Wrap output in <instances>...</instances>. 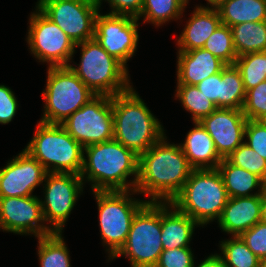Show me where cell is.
I'll list each match as a JSON object with an SVG mask.
<instances>
[{"label":"cell","instance_id":"cell-14","mask_svg":"<svg viewBox=\"0 0 266 267\" xmlns=\"http://www.w3.org/2000/svg\"><path fill=\"white\" fill-rule=\"evenodd\" d=\"M138 19L131 16L106 14L95 18L94 38L125 67L135 53L138 42Z\"/></svg>","mask_w":266,"mask_h":267},{"label":"cell","instance_id":"cell-20","mask_svg":"<svg viewBox=\"0 0 266 267\" xmlns=\"http://www.w3.org/2000/svg\"><path fill=\"white\" fill-rule=\"evenodd\" d=\"M168 205V207L166 206ZM171 206L174 211L167 208ZM199 224L170 202L161 201V242L163 250L189 247L194 227Z\"/></svg>","mask_w":266,"mask_h":267},{"label":"cell","instance_id":"cell-35","mask_svg":"<svg viewBox=\"0 0 266 267\" xmlns=\"http://www.w3.org/2000/svg\"><path fill=\"white\" fill-rule=\"evenodd\" d=\"M240 237L259 259L266 257V223L258 222Z\"/></svg>","mask_w":266,"mask_h":267},{"label":"cell","instance_id":"cell-43","mask_svg":"<svg viewBox=\"0 0 266 267\" xmlns=\"http://www.w3.org/2000/svg\"><path fill=\"white\" fill-rule=\"evenodd\" d=\"M206 1H208V4L210 3L211 8H217L226 0H206Z\"/></svg>","mask_w":266,"mask_h":267},{"label":"cell","instance_id":"cell-17","mask_svg":"<svg viewBox=\"0 0 266 267\" xmlns=\"http://www.w3.org/2000/svg\"><path fill=\"white\" fill-rule=\"evenodd\" d=\"M247 121L242 110L217 108L204 117L200 124L213 139L217 153L227 158L243 143Z\"/></svg>","mask_w":266,"mask_h":267},{"label":"cell","instance_id":"cell-45","mask_svg":"<svg viewBox=\"0 0 266 267\" xmlns=\"http://www.w3.org/2000/svg\"><path fill=\"white\" fill-rule=\"evenodd\" d=\"M260 267H266V257L260 259Z\"/></svg>","mask_w":266,"mask_h":267},{"label":"cell","instance_id":"cell-41","mask_svg":"<svg viewBox=\"0 0 266 267\" xmlns=\"http://www.w3.org/2000/svg\"><path fill=\"white\" fill-rule=\"evenodd\" d=\"M193 267H195L193 265ZM198 267H223V262L220 258V255H211L207 257Z\"/></svg>","mask_w":266,"mask_h":267},{"label":"cell","instance_id":"cell-29","mask_svg":"<svg viewBox=\"0 0 266 267\" xmlns=\"http://www.w3.org/2000/svg\"><path fill=\"white\" fill-rule=\"evenodd\" d=\"M176 97L182 102L185 110L192 113L194 122H200L217 109L195 85L178 84Z\"/></svg>","mask_w":266,"mask_h":267},{"label":"cell","instance_id":"cell-13","mask_svg":"<svg viewBox=\"0 0 266 267\" xmlns=\"http://www.w3.org/2000/svg\"><path fill=\"white\" fill-rule=\"evenodd\" d=\"M44 181L45 200H41L44 220L51 223L53 232L62 233L77 197L83 191V180L74 173L50 172L46 174Z\"/></svg>","mask_w":266,"mask_h":267},{"label":"cell","instance_id":"cell-37","mask_svg":"<svg viewBox=\"0 0 266 267\" xmlns=\"http://www.w3.org/2000/svg\"><path fill=\"white\" fill-rule=\"evenodd\" d=\"M244 135L248 137L244 143L266 160V127L257 120H248Z\"/></svg>","mask_w":266,"mask_h":267},{"label":"cell","instance_id":"cell-39","mask_svg":"<svg viewBox=\"0 0 266 267\" xmlns=\"http://www.w3.org/2000/svg\"><path fill=\"white\" fill-rule=\"evenodd\" d=\"M17 99L11 89L0 85V123L7 124L11 122L16 114Z\"/></svg>","mask_w":266,"mask_h":267},{"label":"cell","instance_id":"cell-27","mask_svg":"<svg viewBox=\"0 0 266 267\" xmlns=\"http://www.w3.org/2000/svg\"><path fill=\"white\" fill-rule=\"evenodd\" d=\"M61 232L39 237L38 255L41 267H70L69 251Z\"/></svg>","mask_w":266,"mask_h":267},{"label":"cell","instance_id":"cell-3","mask_svg":"<svg viewBox=\"0 0 266 267\" xmlns=\"http://www.w3.org/2000/svg\"><path fill=\"white\" fill-rule=\"evenodd\" d=\"M114 139L140 156L164 136V130L132 87L112 96Z\"/></svg>","mask_w":266,"mask_h":267},{"label":"cell","instance_id":"cell-11","mask_svg":"<svg viewBox=\"0 0 266 267\" xmlns=\"http://www.w3.org/2000/svg\"><path fill=\"white\" fill-rule=\"evenodd\" d=\"M30 17L28 44L40 61L50 62V67L68 66L76 44L38 7Z\"/></svg>","mask_w":266,"mask_h":267},{"label":"cell","instance_id":"cell-24","mask_svg":"<svg viewBox=\"0 0 266 267\" xmlns=\"http://www.w3.org/2000/svg\"><path fill=\"white\" fill-rule=\"evenodd\" d=\"M217 10L222 24L229 27L244 22L266 21V0H226Z\"/></svg>","mask_w":266,"mask_h":267},{"label":"cell","instance_id":"cell-2","mask_svg":"<svg viewBox=\"0 0 266 267\" xmlns=\"http://www.w3.org/2000/svg\"><path fill=\"white\" fill-rule=\"evenodd\" d=\"M87 159L83 156V166L80 173L82 180L87 174L92 181L94 191H129L133 192L138 180L139 156L129 148L124 147L114 138L99 144L84 147ZM134 175L135 179L127 183V177Z\"/></svg>","mask_w":266,"mask_h":267},{"label":"cell","instance_id":"cell-7","mask_svg":"<svg viewBox=\"0 0 266 267\" xmlns=\"http://www.w3.org/2000/svg\"><path fill=\"white\" fill-rule=\"evenodd\" d=\"M42 95L46 103L40 122L60 125L96 96L68 66H49Z\"/></svg>","mask_w":266,"mask_h":267},{"label":"cell","instance_id":"cell-31","mask_svg":"<svg viewBox=\"0 0 266 267\" xmlns=\"http://www.w3.org/2000/svg\"><path fill=\"white\" fill-rule=\"evenodd\" d=\"M220 258L226 267H260V259L247 247L240 236L221 241Z\"/></svg>","mask_w":266,"mask_h":267},{"label":"cell","instance_id":"cell-5","mask_svg":"<svg viewBox=\"0 0 266 267\" xmlns=\"http://www.w3.org/2000/svg\"><path fill=\"white\" fill-rule=\"evenodd\" d=\"M83 148L62 125L39 121L34 137L24 150L48 173L80 175L83 166Z\"/></svg>","mask_w":266,"mask_h":267},{"label":"cell","instance_id":"cell-23","mask_svg":"<svg viewBox=\"0 0 266 267\" xmlns=\"http://www.w3.org/2000/svg\"><path fill=\"white\" fill-rule=\"evenodd\" d=\"M217 169L229 198L250 197L262 194L264 191L265 183L257 175L231 164L226 158L222 159ZM256 187L260 188L259 192L250 193Z\"/></svg>","mask_w":266,"mask_h":267},{"label":"cell","instance_id":"cell-19","mask_svg":"<svg viewBox=\"0 0 266 267\" xmlns=\"http://www.w3.org/2000/svg\"><path fill=\"white\" fill-rule=\"evenodd\" d=\"M177 84L197 85L221 72L227 64L203 48L178 51Z\"/></svg>","mask_w":266,"mask_h":267},{"label":"cell","instance_id":"cell-36","mask_svg":"<svg viewBox=\"0 0 266 267\" xmlns=\"http://www.w3.org/2000/svg\"><path fill=\"white\" fill-rule=\"evenodd\" d=\"M193 254L189 247L163 250L155 267H193Z\"/></svg>","mask_w":266,"mask_h":267},{"label":"cell","instance_id":"cell-1","mask_svg":"<svg viewBox=\"0 0 266 267\" xmlns=\"http://www.w3.org/2000/svg\"><path fill=\"white\" fill-rule=\"evenodd\" d=\"M164 139L165 136L139 156L135 192L151 196L150 202H171L193 170L181 146Z\"/></svg>","mask_w":266,"mask_h":267},{"label":"cell","instance_id":"cell-34","mask_svg":"<svg viewBox=\"0 0 266 267\" xmlns=\"http://www.w3.org/2000/svg\"><path fill=\"white\" fill-rule=\"evenodd\" d=\"M242 111L248 120H258L266 114V81L246 91Z\"/></svg>","mask_w":266,"mask_h":267},{"label":"cell","instance_id":"cell-42","mask_svg":"<svg viewBox=\"0 0 266 267\" xmlns=\"http://www.w3.org/2000/svg\"><path fill=\"white\" fill-rule=\"evenodd\" d=\"M261 222L266 223V190L261 194Z\"/></svg>","mask_w":266,"mask_h":267},{"label":"cell","instance_id":"cell-40","mask_svg":"<svg viewBox=\"0 0 266 267\" xmlns=\"http://www.w3.org/2000/svg\"><path fill=\"white\" fill-rule=\"evenodd\" d=\"M221 83V72L211 75L201 81L196 87L209 100H211L217 108H219V89Z\"/></svg>","mask_w":266,"mask_h":267},{"label":"cell","instance_id":"cell-21","mask_svg":"<svg viewBox=\"0 0 266 267\" xmlns=\"http://www.w3.org/2000/svg\"><path fill=\"white\" fill-rule=\"evenodd\" d=\"M221 24L217 8L198 6L177 41L179 51L202 48Z\"/></svg>","mask_w":266,"mask_h":267},{"label":"cell","instance_id":"cell-32","mask_svg":"<svg viewBox=\"0 0 266 267\" xmlns=\"http://www.w3.org/2000/svg\"><path fill=\"white\" fill-rule=\"evenodd\" d=\"M203 49L210 51L227 65H234L237 54L231 27L221 24L207 39Z\"/></svg>","mask_w":266,"mask_h":267},{"label":"cell","instance_id":"cell-4","mask_svg":"<svg viewBox=\"0 0 266 267\" xmlns=\"http://www.w3.org/2000/svg\"><path fill=\"white\" fill-rule=\"evenodd\" d=\"M228 198L217 168L193 169L170 203L202 226L220 218Z\"/></svg>","mask_w":266,"mask_h":267},{"label":"cell","instance_id":"cell-26","mask_svg":"<svg viewBox=\"0 0 266 267\" xmlns=\"http://www.w3.org/2000/svg\"><path fill=\"white\" fill-rule=\"evenodd\" d=\"M246 96L240 71L235 65H227L221 71L219 108L242 110Z\"/></svg>","mask_w":266,"mask_h":267},{"label":"cell","instance_id":"cell-6","mask_svg":"<svg viewBox=\"0 0 266 267\" xmlns=\"http://www.w3.org/2000/svg\"><path fill=\"white\" fill-rule=\"evenodd\" d=\"M82 55L78 68L68 67L96 95L115 96L131 88L127 68L97 42L95 38L76 44Z\"/></svg>","mask_w":266,"mask_h":267},{"label":"cell","instance_id":"cell-18","mask_svg":"<svg viewBox=\"0 0 266 267\" xmlns=\"http://www.w3.org/2000/svg\"><path fill=\"white\" fill-rule=\"evenodd\" d=\"M261 221V194L250 197L228 198L220 218V228L234 236L243 232Z\"/></svg>","mask_w":266,"mask_h":267},{"label":"cell","instance_id":"cell-33","mask_svg":"<svg viewBox=\"0 0 266 267\" xmlns=\"http://www.w3.org/2000/svg\"><path fill=\"white\" fill-rule=\"evenodd\" d=\"M231 164L257 175L264 183L266 181V160L243 143L227 158Z\"/></svg>","mask_w":266,"mask_h":267},{"label":"cell","instance_id":"cell-30","mask_svg":"<svg viewBox=\"0 0 266 267\" xmlns=\"http://www.w3.org/2000/svg\"><path fill=\"white\" fill-rule=\"evenodd\" d=\"M188 0H144L139 18L145 16L144 22L161 25L166 21L179 18Z\"/></svg>","mask_w":266,"mask_h":267},{"label":"cell","instance_id":"cell-10","mask_svg":"<svg viewBox=\"0 0 266 267\" xmlns=\"http://www.w3.org/2000/svg\"><path fill=\"white\" fill-rule=\"evenodd\" d=\"M61 125L83 147L113 139L112 97L96 95Z\"/></svg>","mask_w":266,"mask_h":267},{"label":"cell","instance_id":"cell-38","mask_svg":"<svg viewBox=\"0 0 266 267\" xmlns=\"http://www.w3.org/2000/svg\"><path fill=\"white\" fill-rule=\"evenodd\" d=\"M98 9L101 5L102 0H94ZM112 7L110 14L131 16L133 18H138L144 0H107Z\"/></svg>","mask_w":266,"mask_h":267},{"label":"cell","instance_id":"cell-28","mask_svg":"<svg viewBox=\"0 0 266 267\" xmlns=\"http://www.w3.org/2000/svg\"><path fill=\"white\" fill-rule=\"evenodd\" d=\"M234 65L240 71L246 91L266 81V51L238 56Z\"/></svg>","mask_w":266,"mask_h":267},{"label":"cell","instance_id":"cell-22","mask_svg":"<svg viewBox=\"0 0 266 267\" xmlns=\"http://www.w3.org/2000/svg\"><path fill=\"white\" fill-rule=\"evenodd\" d=\"M187 134L183 145H180L189 165L193 169H216L222 157L217 153L213 139L200 122Z\"/></svg>","mask_w":266,"mask_h":267},{"label":"cell","instance_id":"cell-8","mask_svg":"<svg viewBox=\"0 0 266 267\" xmlns=\"http://www.w3.org/2000/svg\"><path fill=\"white\" fill-rule=\"evenodd\" d=\"M161 201H148L134 216L127 240L113 257L125 255L131 267H155L163 246L161 242Z\"/></svg>","mask_w":266,"mask_h":267},{"label":"cell","instance_id":"cell-9","mask_svg":"<svg viewBox=\"0 0 266 267\" xmlns=\"http://www.w3.org/2000/svg\"><path fill=\"white\" fill-rule=\"evenodd\" d=\"M99 209V225L103 243L113 257L124 246L137 212L148 202L133 200L129 191H94Z\"/></svg>","mask_w":266,"mask_h":267},{"label":"cell","instance_id":"cell-25","mask_svg":"<svg viewBox=\"0 0 266 267\" xmlns=\"http://www.w3.org/2000/svg\"><path fill=\"white\" fill-rule=\"evenodd\" d=\"M237 57L266 51V21L244 22L231 27Z\"/></svg>","mask_w":266,"mask_h":267},{"label":"cell","instance_id":"cell-15","mask_svg":"<svg viewBox=\"0 0 266 267\" xmlns=\"http://www.w3.org/2000/svg\"><path fill=\"white\" fill-rule=\"evenodd\" d=\"M41 200L36 196L0 197V227L15 234L33 233L37 238L53 234L44 222Z\"/></svg>","mask_w":266,"mask_h":267},{"label":"cell","instance_id":"cell-44","mask_svg":"<svg viewBox=\"0 0 266 267\" xmlns=\"http://www.w3.org/2000/svg\"><path fill=\"white\" fill-rule=\"evenodd\" d=\"M260 124L266 127V114L257 120Z\"/></svg>","mask_w":266,"mask_h":267},{"label":"cell","instance_id":"cell-12","mask_svg":"<svg viewBox=\"0 0 266 267\" xmlns=\"http://www.w3.org/2000/svg\"><path fill=\"white\" fill-rule=\"evenodd\" d=\"M75 44L94 38L99 9L94 0H39L37 6Z\"/></svg>","mask_w":266,"mask_h":267},{"label":"cell","instance_id":"cell-16","mask_svg":"<svg viewBox=\"0 0 266 267\" xmlns=\"http://www.w3.org/2000/svg\"><path fill=\"white\" fill-rule=\"evenodd\" d=\"M48 172L24 149L0 169V197H28Z\"/></svg>","mask_w":266,"mask_h":267}]
</instances>
